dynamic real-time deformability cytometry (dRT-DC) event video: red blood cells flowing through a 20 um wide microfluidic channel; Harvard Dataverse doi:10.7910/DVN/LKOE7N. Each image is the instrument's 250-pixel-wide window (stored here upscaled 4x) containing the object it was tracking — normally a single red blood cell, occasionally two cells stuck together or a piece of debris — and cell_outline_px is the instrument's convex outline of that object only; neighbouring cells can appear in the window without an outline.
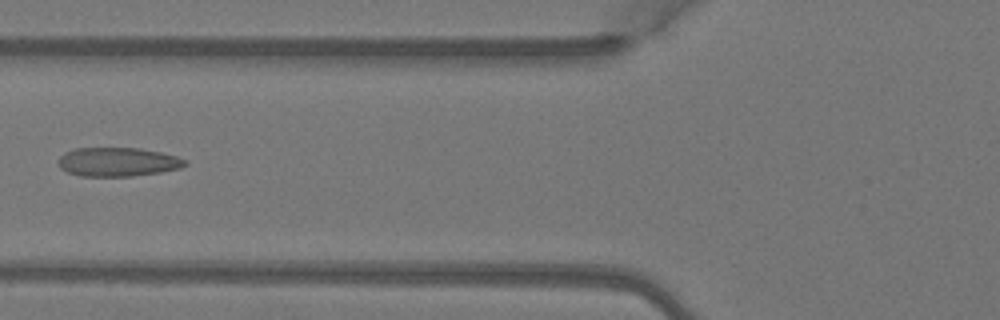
{"species": "Egyptian fruit bat (a non-hibernating species)", "species_latin": "Rousettus aegyptiacus", "temperature_condition": "warm", "stored_images_in_passage": 7, "camera_frame_rate_fps": 3000, "um_per_image_px": 0.085, "animal": {"sex": "female"}, "frame": {"image": 1, "passage_image": 6, "time_ms": 1.667, "image_size_px": [1000, 320], "cell_outline_px": [[188, 164], [180, 168], [160, 172], [132, 176], [80, 176], [68, 172], [60, 168], [60, 156], [64, 152], [76, 148], [140, 148], [160, 152], [176, 156], [188, 160]], "centroid_in_image_um": [10.04, 13.76], "position_along_channel_um": 115.8, "area_um2": 21.33}}
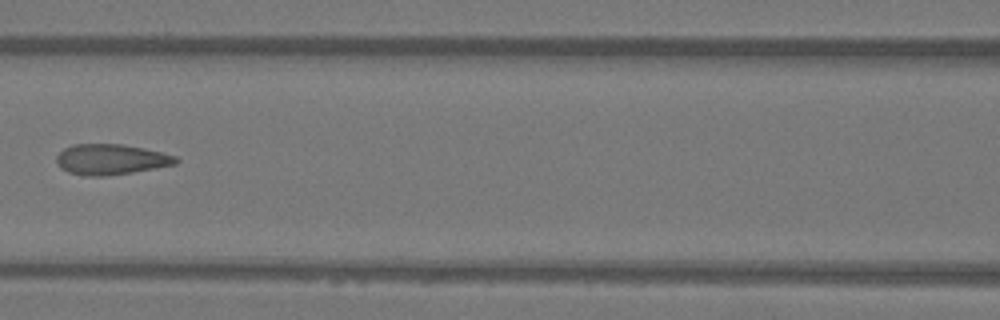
{"frame": {"image": 2, "passage_image": 7, "time_ms": 2.0, "image_size_px": [1000, 320], "cell_outline_px": [[180, 160], [176, 164], [156, 168], [132, 172], [104, 176], [84, 176], [68, 172], [60, 168], [56, 164], [56, 156], [64, 148], [72, 144], [124, 144], [144, 148], [176, 156]], "centroid_in_image_um": [9.4, 13.55], "position_along_channel_um": 157.2, "area_um2": 21.39}}